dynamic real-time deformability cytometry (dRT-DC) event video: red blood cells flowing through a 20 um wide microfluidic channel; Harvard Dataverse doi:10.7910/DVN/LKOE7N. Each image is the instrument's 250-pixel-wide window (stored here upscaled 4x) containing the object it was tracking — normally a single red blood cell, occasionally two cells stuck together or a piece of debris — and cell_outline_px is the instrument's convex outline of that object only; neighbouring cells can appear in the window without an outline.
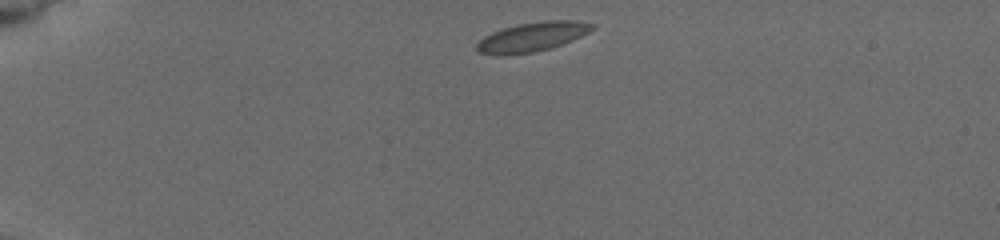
{"species": "common noctule bat (a hibernating species)", "species_latin": "Nyctalus noctula", "temperature_condition": "cold", "stored_images_in_passage": 34, "camera_frame_rate_fps": 3000, "um_per_image_px": 0.085, "animal": {"sex": "female", "body_mass_g": 19.5, "forearm_length_mm": 54.1}, "frame": {"image": 1, "passage_image": 1, "time_ms": 0.0, "image_size_px": [1000, 240], "cell_outline_px": [[596, 28], [572, 40], [548, 48], [532, 52], [500, 56], [496, 56], [480, 52], [476, 48], [476, 44], [484, 36], [492, 32], [504, 28], [520, 24], [544, 20], [576, 20], [596, 24]], "centroid_in_image_um": [45.24, 3.12], "position_along_channel_um": 39.8, "area_um2": 19.59}}
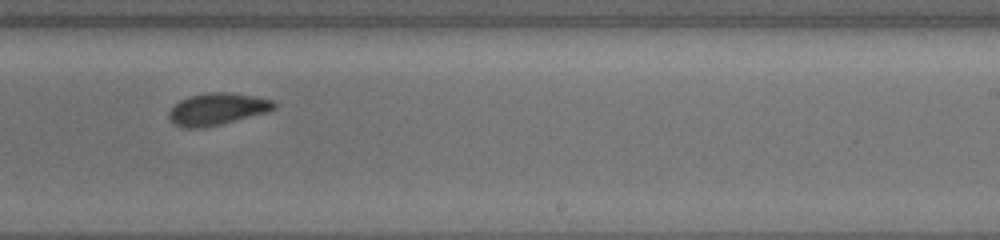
{"frame": {"image": 2, "passage_image": 20, "time_ms": 7.667, "image_size_px": [1000, 240], "cell_outline_px": [[276, 108], [268, 112], [220, 124], [196, 128], [188, 128], [176, 124], [168, 116], [168, 112], [180, 100], [188, 96], [208, 92], [228, 92], [256, 96], [272, 100], [276, 104]], "centroid_in_image_um": [18.5, 9.25], "position_along_channel_um": 270.5, "area_um2": 19.36}}
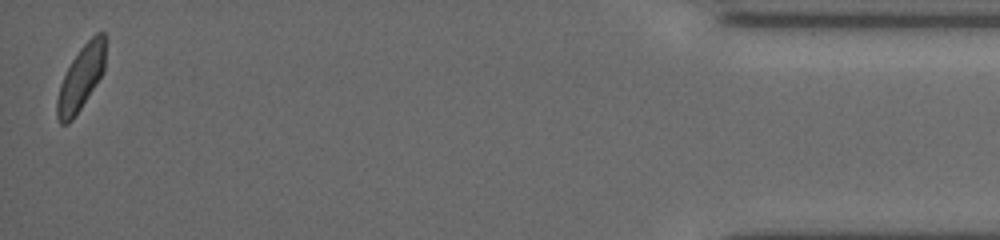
{"frame": {"image": 3, "passage_image": 34, "time_ms": 13.667, "image_size_px": [1000, 240], "cell_outline_px": [[108, 36], [104, 72], [72, 120], [68, 124], [60, 124], [56, 116], [56, 100], [60, 84], [72, 60], [80, 48], [96, 32], [104, 32]], "centroid_in_image_um": [6.92, 6.57], "position_along_channel_um": 428.3, "area_um2": 18.44}, "authors_computed_cell_mechanics": {"area_um2": 19.1607, "velocity_mm_per_s": 3.8164, "shape_relaxation_time_tau1_ms": 2.8862, "shape_relaxation_time_tau2_ms": 0.7267, "deformation_change_tau1": 0.116, "deformation_change_tau2": 0.049}}